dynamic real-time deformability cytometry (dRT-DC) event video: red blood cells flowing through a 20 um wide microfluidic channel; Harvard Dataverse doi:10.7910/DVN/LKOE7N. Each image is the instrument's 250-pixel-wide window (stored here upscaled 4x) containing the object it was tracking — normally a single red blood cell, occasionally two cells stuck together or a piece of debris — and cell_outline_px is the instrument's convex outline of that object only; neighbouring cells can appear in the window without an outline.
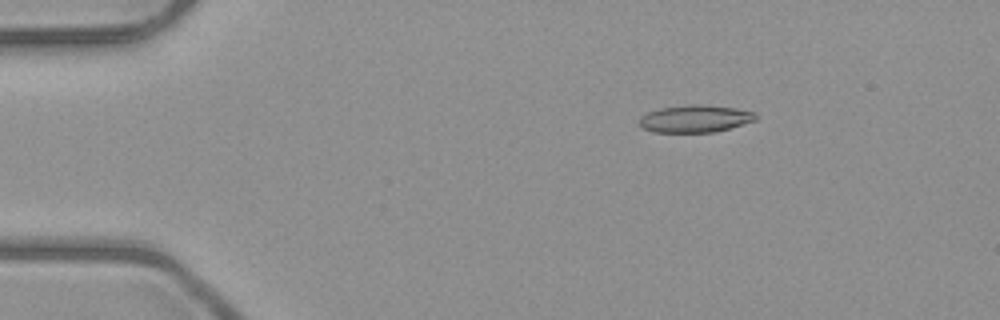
{"species": "common noctule bat (a hibernating species)", "species_latin": "Nyctalus noctula", "temperature_condition": "room temperature", "stored_images_in_passage": 3, "camera_frame_rate_fps": 3000, "um_per_image_px": 0.085, "animal": {"sex": "male", "body_mass_g": 23.1, "forearm_length_mm": 52.7}, "frame": {"image": 1, "passage_image": 1, "time_ms": 0.0, "image_size_px": [1000, 320], "cell_outline_px": [[756, 120], [716, 132], [652, 132], [640, 128], [640, 116], [648, 112], [660, 108], [692, 104], [700, 104], [736, 108], [756, 112]], "centroid_in_image_um": [59.07, 10.09], "position_along_channel_um": 25.9, "area_um2": 18.61}}